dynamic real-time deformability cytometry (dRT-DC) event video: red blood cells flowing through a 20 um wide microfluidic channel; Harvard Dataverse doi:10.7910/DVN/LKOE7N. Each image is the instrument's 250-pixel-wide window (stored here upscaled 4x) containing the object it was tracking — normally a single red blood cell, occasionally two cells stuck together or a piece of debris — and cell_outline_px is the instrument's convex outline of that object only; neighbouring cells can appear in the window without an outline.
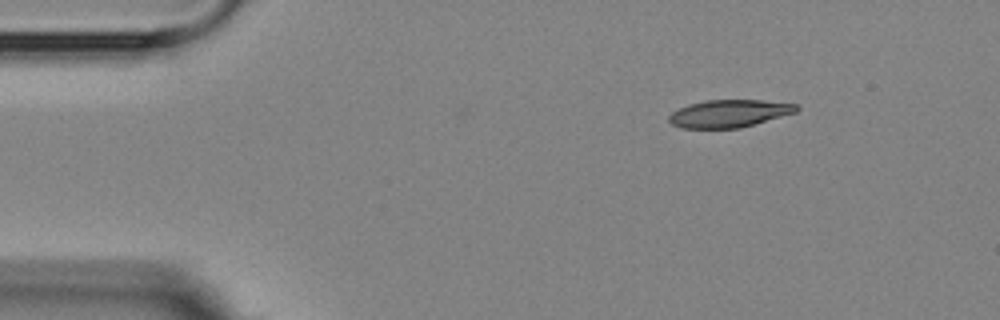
{"species": "Egyptian fruit bat (a non-hibernating species)", "species_latin": "Rousettus aegyptiacus", "temperature_condition": "room temperature", "stored_images_in_passage": 7, "camera_frame_rate_fps": 3000, "um_per_image_px": 0.085, "animal": {"sex": "female"}, "frame": {"image": 1, "passage_image": 1, "time_ms": 0.0, "image_size_px": [1000, 320], "cell_outline_px": [[800, 108], [796, 112], [740, 128], [680, 128], [672, 124], [668, 120], [668, 116], [672, 112], [688, 104], [704, 100], [760, 100], [796, 104]], "centroid_in_image_um": [61.95, 9.64], "position_along_channel_um": 23.1, "area_um2": 20.4}}
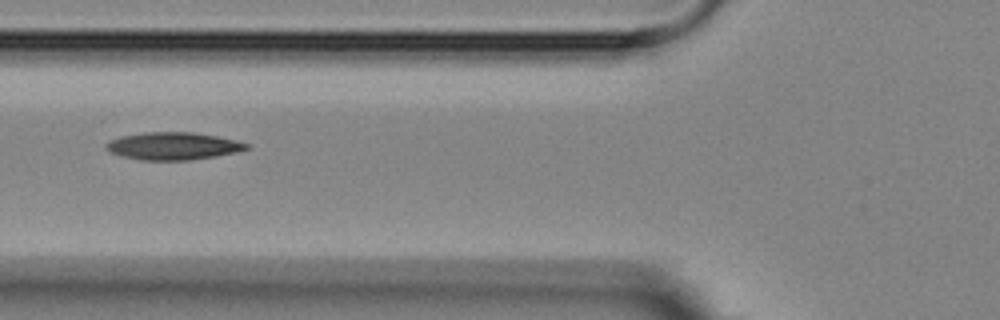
{"frame": {"image": 2, "passage_image": 5, "time_ms": 4.333, "image_size_px": [1000, 320], "cell_outline_px": [[252, 148], [236, 152], [216, 156], [188, 160], [140, 160], [120, 156], [108, 152], [104, 148], [104, 144], [108, 140], [120, 136], [144, 132], [192, 132], [216, 136], [236, 140], [248, 144]], "centroid_in_image_um": [14.65, 12.41], "position_along_channel_um": 111.1, "area_um2": 22.77}}
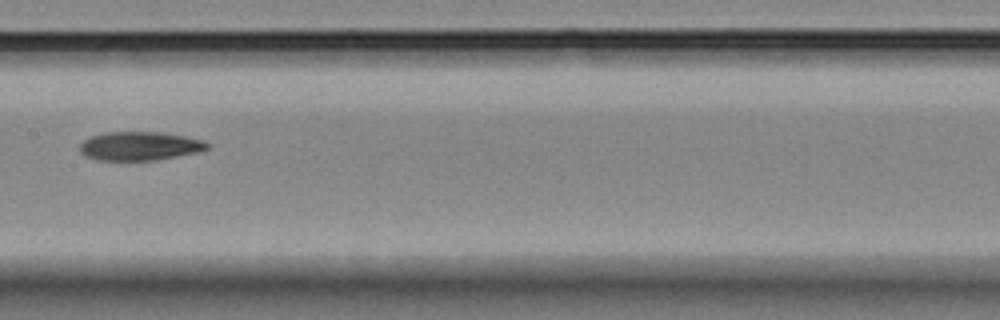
{"frame": {"image": 3, "passage_image": 7, "time_ms": 6.667, "image_size_px": [1000, 320], "cell_outline_px": [[212, 148], [196, 152], [156, 160], [96, 160], [84, 156], [80, 152], [80, 144], [88, 136], [104, 132], [160, 132], [184, 136], [204, 140], [212, 144]], "centroid_in_image_um": [11.87, 12.41], "position_along_channel_um": 195.5, "area_um2": 21.56}}